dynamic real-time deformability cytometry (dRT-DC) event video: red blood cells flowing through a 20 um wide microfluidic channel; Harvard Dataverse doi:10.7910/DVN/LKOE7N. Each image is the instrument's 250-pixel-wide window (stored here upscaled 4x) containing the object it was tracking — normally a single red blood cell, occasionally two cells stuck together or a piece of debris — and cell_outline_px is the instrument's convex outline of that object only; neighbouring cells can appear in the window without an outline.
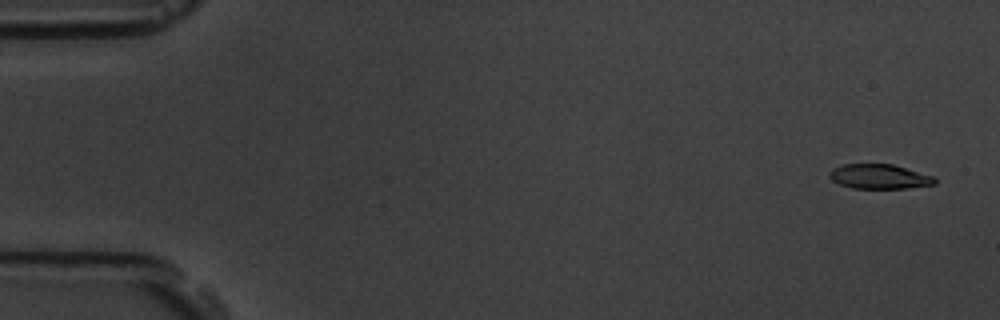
{"species": "common noctule bat (a hibernating species)", "species_latin": "Nyctalus noctula", "temperature_condition": "room temperature", "stored_images_in_passage": 5, "camera_frame_rate_fps": 3000, "um_per_image_px": 0.085, "animal": {"sex": "male", "body_mass_g": 19.5, "forearm_length_mm": 54.6}, "frame": {"image": 1, "passage_image": 1, "time_ms": 0.0, "image_size_px": [1000, 320], "cell_outline_px": [[936, 184], [908, 188], [852, 188], [840, 184], [832, 180], [828, 176], [832, 168], [844, 164], [892, 164], [932, 176], [936, 180]], "centroid_in_image_um": [74.72, 15.01], "position_along_channel_um": 10.3, "area_um2": 14.97}}
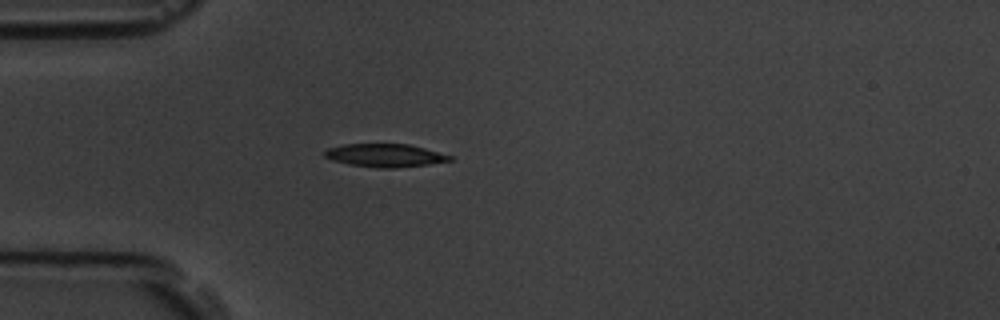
{"frame": {"image": 2, "passage_image": 4, "time_ms": 4.667, "image_size_px": [1000, 320], "cell_outline_px": [[456, 156], [452, 160], [428, 164], [396, 168], [376, 168], [348, 164], [332, 160], [324, 156], [324, 152], [328, 148], [344, 144], [408, 144]], "centroid_in_image_um": [32.75, 13.21], "position_along_channel_um": 52.3, "area_um2": 16.94}}